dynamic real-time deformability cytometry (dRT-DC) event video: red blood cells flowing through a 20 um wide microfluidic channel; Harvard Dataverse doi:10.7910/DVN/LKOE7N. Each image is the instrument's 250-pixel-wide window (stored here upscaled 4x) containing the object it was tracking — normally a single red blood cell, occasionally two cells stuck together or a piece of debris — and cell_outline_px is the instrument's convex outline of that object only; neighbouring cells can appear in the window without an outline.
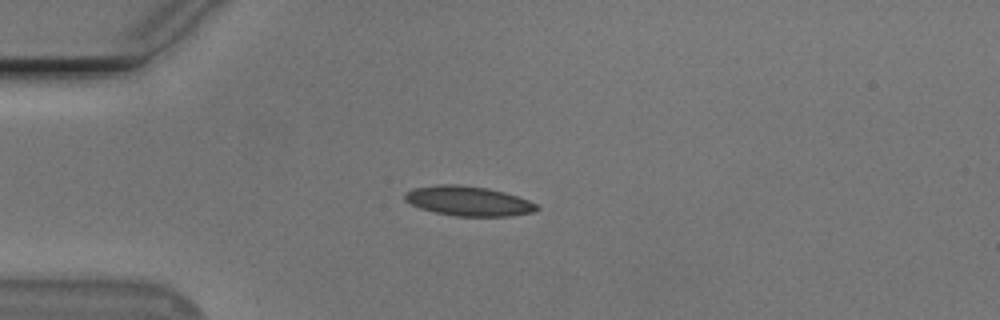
{"species": "Egyptian fruit bat (a non-hibernating species)", "species_latin": "Rousettus aegyptiacus", "temperature_condition": "cold", "stored_images_in_passage": 41, "camera_frame_rate_fps": 3000, "um_per_image_px": 0.085, "animal": {"sex": "male"}, "frame": {"image": 1, "passage_image": 1, "time_ms": 0.0, "image_size_px": [1000, 320], "cell_outline_px": [[540, 208], [532, 212], [512, 216], [456, 216], [436, 212], [420, 208], [404, 200], [404, 192], [412, 188], [436, 184], [460, 184], [488, 188], [504, 192], [528, 200], [536, 204]], "centroid_in_image_um": [39.78, 17.07], "position_along_channel_um": 45.2, "area_um2": 22.89}}
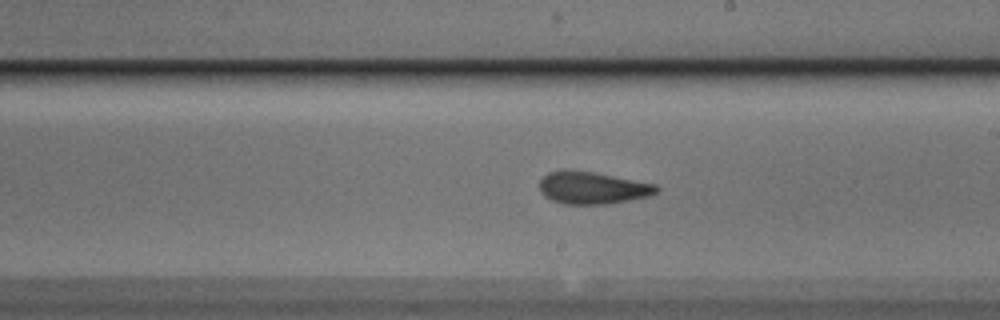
{"frame": {"image": 2, "passage_image": 18, "time_ms": 5.667, "image_size_px": [1000, 320], "cell_outline_px": [[660, 188], [656, 192], [648, 196], [608, 204], [564, 204], [552, 200], [544, 196], [540, 192], [540, 180], [548, 172], [592, 172], [656, 184]], "centroid_in_image_um": [50.37, 16.0], "position_along_channel_um": 238.6, "area_um2": 21.39}}
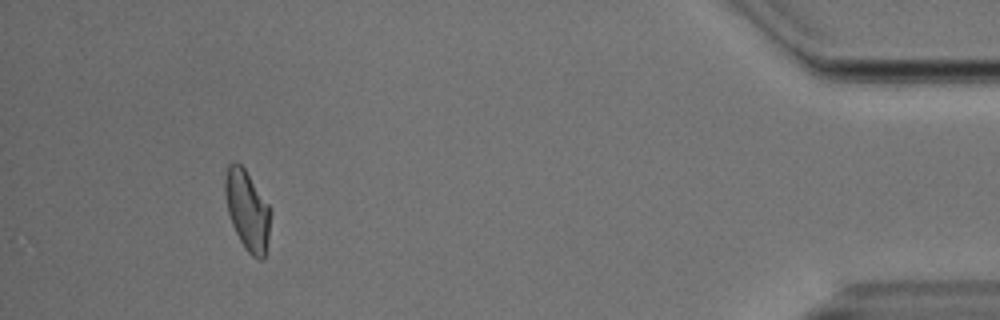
{"frame": {"image": 3, "passage_image": 37, "time_ms": 12.0, "image_size_px": [1000, 320], "cell_outline_px": [[272, 208], [268, 236], [264, 260], [260, 260], [252, 256], [244, 248], [232, 224], [228, 212], [224, 196], [224, 180], [228, 164], [236, 160], [244, 168]], "centroid_in_image_um": [21.02, 17.85], "position_along_channel_um": 414.2, "area_um2": 21.39}, "authors_computed_cell_mechanics": {"area_um2": 21.9062, "velocity_mm_per_s": 3.7868, "shape_relaxation_time_tau1_ms": 5.5255, "shape_relaxation_time_tau2_ms": 2.4052, "deformation_change_tau1": 0.1431, "deformation_change_tau2": 0.0936}}